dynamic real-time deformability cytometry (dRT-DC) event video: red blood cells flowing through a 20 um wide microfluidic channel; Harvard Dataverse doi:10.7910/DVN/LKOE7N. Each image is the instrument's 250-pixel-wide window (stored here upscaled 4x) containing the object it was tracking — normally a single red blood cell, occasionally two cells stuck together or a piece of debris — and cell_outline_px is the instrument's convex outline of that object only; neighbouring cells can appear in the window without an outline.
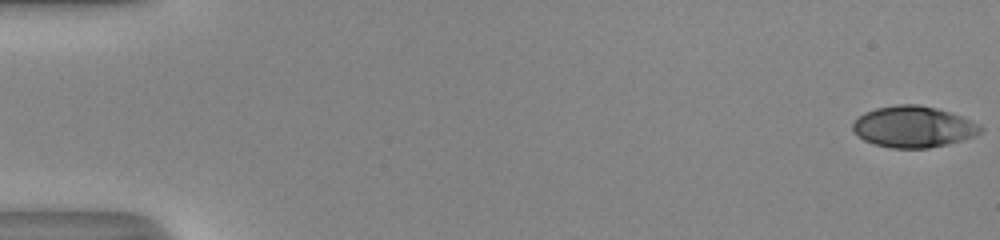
{"species": "human", "species_latin": "Homo sapiens", "temperature_condition": "room temperature", "stored_images_in_passage": 52, "camera_frame_rate_fps": 3000, "um_per_image_px": 0.085, "donor": {"sex": "male"}, "frame": {"image": 1, "passage_image": 1, "time_ms": 0.0, "image_size_px": [1000, 240], "cell_outline_px": [[984, 132], [964, 140], [928, 148], [892, 148], [872, 144], [856, 136], [852, 132], [852, 124], [864, 112], [876, 108], [896, 104], [916, 104], [936, 108], [972, 120], [980, 124], [984, 128]], "centroid_in_image_um": [77.63, 10.78], "position_along_channel_um": 7.4, "area_um2": 30.98}}
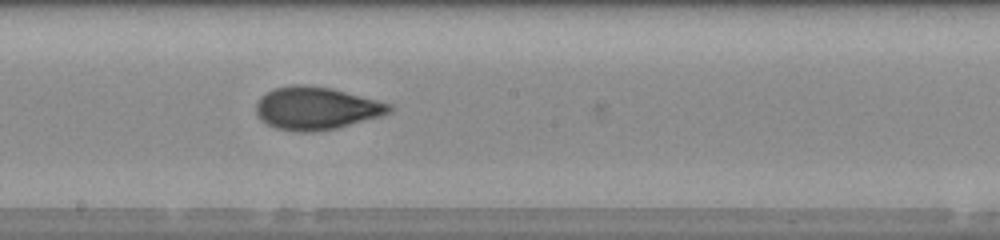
{"frame": {"image": 2, "passage_image": 30, "time_ms": 9.667, "image_size_px": [1000, 240], "cell_outline_px": [[396, 108], [392, 112], [384, 116], [336, 128], [312, 132], [296, 132], [276, 128], [260, 120], [256, 116], [256, 100], [260, 96], [276, 88], [296, 84], [304, 84], [332, 88], [392, 104]], "centroid_in_image_um": [26.91, 9.21], "position_along_channel_um": 221.3, "area_um2": 33.58}}
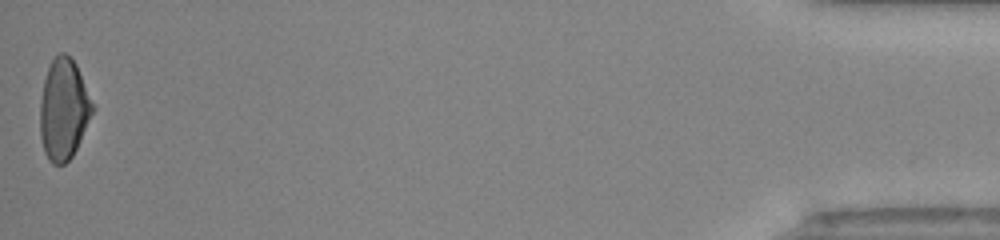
{"frame": {"image": 3, "passage_image": 52, "time_ms": 17.0, "image_size_px": [1000, 240], "cell_outline_px": [[96, 108], [72, 156], [64, 164], [52, 164], [48, 160], [44, 152], [40, 136], [40, 100], [44, 80], [48, 68], [52, 60], [60, 52], [64, 52], [76, 64]], "centroid_in_image_um": [5.41, 9.31], "position_along_channel_um": 429.8, "area_um2": 30.92}, "authors_computed_cell_mechanics": {"area_um2": 31.79, "velocity_mm_per_s": 4.1483, "shape_relaxation_time_tau1_ms": null, "shape_relaxation_time_tau2_ms": 0.8936, "deformation_change_tau1": null, "deformation_change_tau2": 0.0603}}